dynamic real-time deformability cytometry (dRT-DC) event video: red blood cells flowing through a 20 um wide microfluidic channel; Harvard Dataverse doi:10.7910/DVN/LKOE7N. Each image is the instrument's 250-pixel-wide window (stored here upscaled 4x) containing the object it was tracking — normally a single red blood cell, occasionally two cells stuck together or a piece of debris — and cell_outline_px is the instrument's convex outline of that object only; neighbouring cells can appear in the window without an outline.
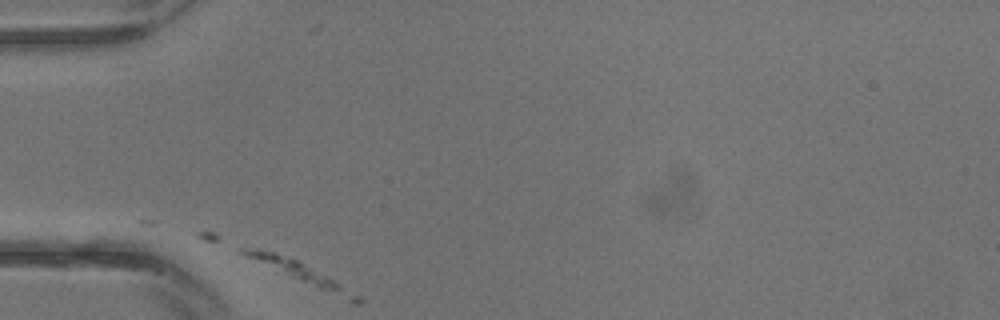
{"species": "common noctule bat (a hibernating species)", "species_latin": "Nyctalus noctula", "temperature_condition": "warm", "stored_images_in_passage": 21, "camera_frame_rate_fps": 3000, "um_per_image_px": 0.085, "animal": {"sex": "male", "body_mass_g": 13.3}, "frame": {"image": 1, "passage_image": 1, "time_ms": 0.0, "image_size_px": [1000, 320], "cell_outline_px": [[364, 300], [360, 304], [352, 304], [248, 256], [240, 252], [236, 248], [256, 248], [276, 252], [296, 260], [340, 284], [360, 296]], "centroid_in_image_um": [25.7, 23.24], "position_along_channel_um": 59.3, "area_um2": 12.66}}
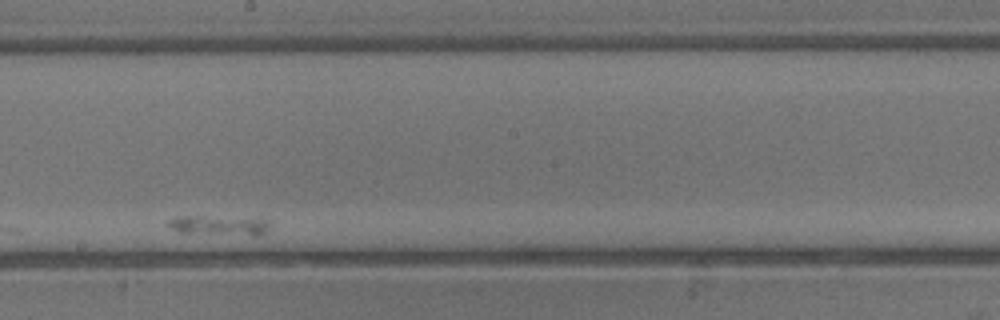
{"frame": {"image": 2, "passage_image": 12, "time_ms": 3.667, "image_size_px": [1000, 320], "cell_outline_px": [[272, 224], [264, 232], [256, 236], [180, 232], [172, 228], [168, 224], [168, 220], [184, 216], [200, 216], [272, 220]], "centroid_in_image_um": [18.7, 19.17], "position_along_channel_um": 229.5, "area_um2": 11.44}}
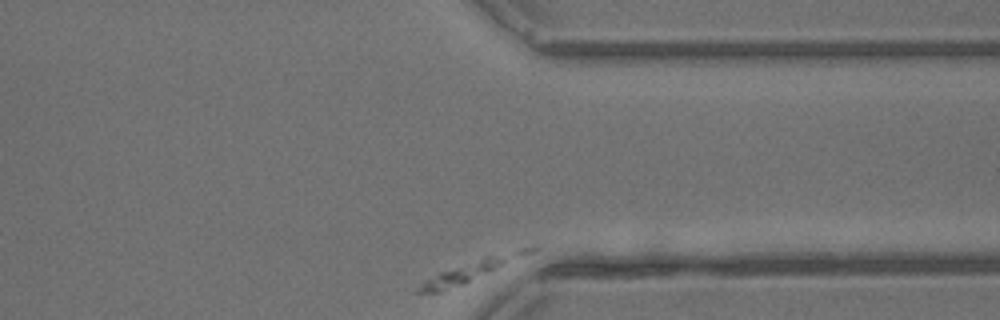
{"frame": {"image": 3, "passage_image": 21, "time_ms": 6.667, "image_size_px": [1000, 320], "cell_outline_px": [[540, 248], [536, 252], [464, 284], [440, 292], [416, 292], [420, 284], [424, 280], [440, 272], [484, 256], [536, 244]], "centroid_in_image_um": [40.27, 22.92], "position_along_channel_um": 371.1, "area_um2": 13.87}}